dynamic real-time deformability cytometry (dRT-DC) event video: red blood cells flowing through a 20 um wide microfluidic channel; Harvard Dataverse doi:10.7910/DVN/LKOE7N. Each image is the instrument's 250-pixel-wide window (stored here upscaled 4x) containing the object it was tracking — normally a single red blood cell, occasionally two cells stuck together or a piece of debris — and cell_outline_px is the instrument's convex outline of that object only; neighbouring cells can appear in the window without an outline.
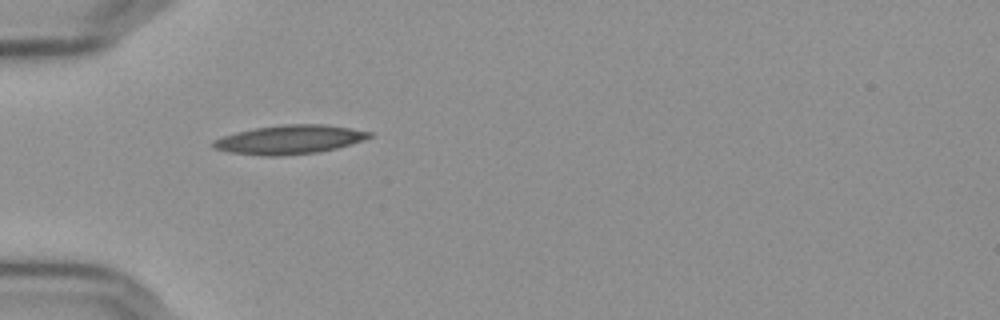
{"species": "Egyptian fruit bat (a non-hibernating species)", "species_latin": "Rousettus aegyptiacus", "temperature_condition": "cold", "stored_images_in_passage": 3, "camera_frame_rate_fps": 3000, "um_per_image_px": 0.085, "frame": {"image": 1, "passage_image": 1, "time_ms": 0.0, "image_size_px": [1000, 320], "cell_outline_px": [[372, 136], [336, 148], [320, 152], [284, 156], [260, 156], [228, 152], [212, 148], [208, 144], [212, 140], [236, 132], [256, 128], [280, 124], [324, 124], [372, 132]], "centroid_in_image_um": [24.51, 11.87], "position_along_channel_um": 60.5, "area_um2": 26.41}}
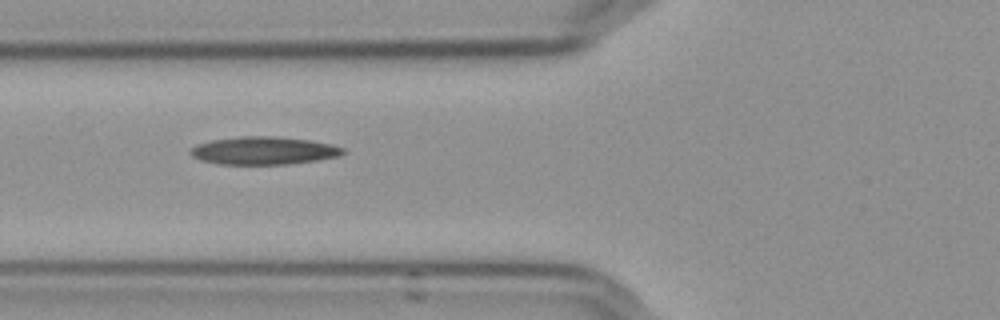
{"frame": {"image": 2, "passage_image": 2, "time_ms": 0.333, "image_size_px": [1000, 320], "cell_outline_px": [[348, 152], [340, 156], [316, 160], [288, 164], [216, 164], [200, 160], [192, 156], [188, 152], [188, 148], [196, 144], [212, 140], [240, 136], [276, 136], [312, 140], [332, 144], [344, 148]], "centroid_in_image_um": [22.41, 12.8], "position_along_channel_um": 103.4, "area_um2": 25.14}}
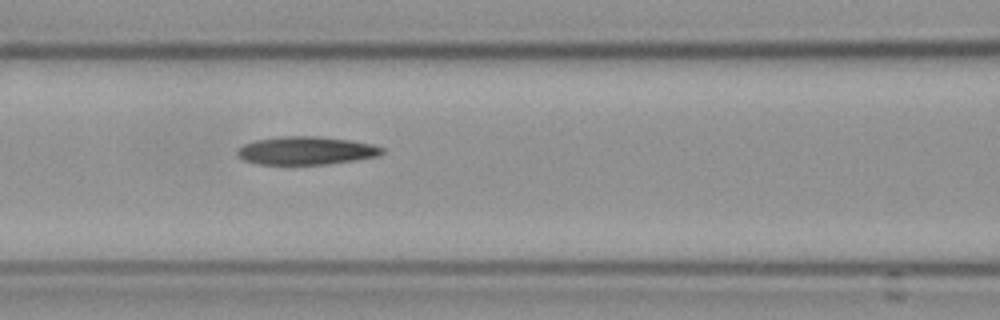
{"frame": {"image": 3, "passage_image": 3, "time_ms": 0.667, "image_size_px": [1000, 320], "cell_outline_px": [[384, 152], [380, 156], [356, 160], [328, 164], [256, 164], [244, 160], [236, 156], [236, 152], [244, 144], [256, 140], [280, 136], [320, 136], [352, 140], [372, 144], [384, 148]], "centroid_in_image_um": [26.05, 12.8], "position_along_channel_um": 140.6, "area_um2": 23.93}}